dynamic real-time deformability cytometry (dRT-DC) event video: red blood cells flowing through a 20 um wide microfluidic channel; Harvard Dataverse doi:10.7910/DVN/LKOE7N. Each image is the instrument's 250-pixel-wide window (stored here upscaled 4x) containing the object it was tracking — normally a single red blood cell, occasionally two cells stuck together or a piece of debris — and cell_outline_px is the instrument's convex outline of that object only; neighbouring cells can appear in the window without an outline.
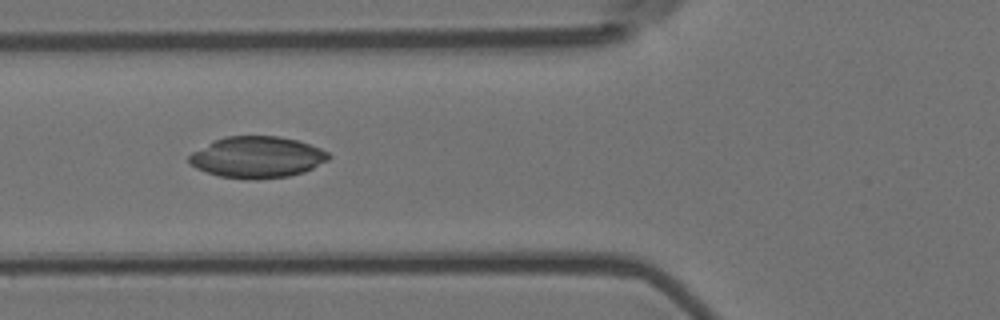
{"species": "Egyptian fruit bat (a non-hibernating species)", "species_latin": "Rousettus aegyptiacus", "temperature_condition": "room temperature", "stored_images_in_passage": 7, "camera_frame_rate_fps": 3000, "um_per_image_px": 0.085, "animal": {"sex": "female"}, "frame": {"image": 1, "passage_image": 3, "time_ms": 0.667, "image_size_px": [1000, 320], "cell_outline_px": [[332, 156], [328, 160], [304, 172], [288, 176], [256, 180], [248, 180], [220, 176], [196, 168], [188, 160], [188, 156], [192, 152], [212, 140], [224, 136], [280, 136], [296, 140], [320, 148], [328, 152]], "centroid_in_image_um": [21.84, 13.36], "position_along_channel_um": 104.0, "area_um2": 33.76}}
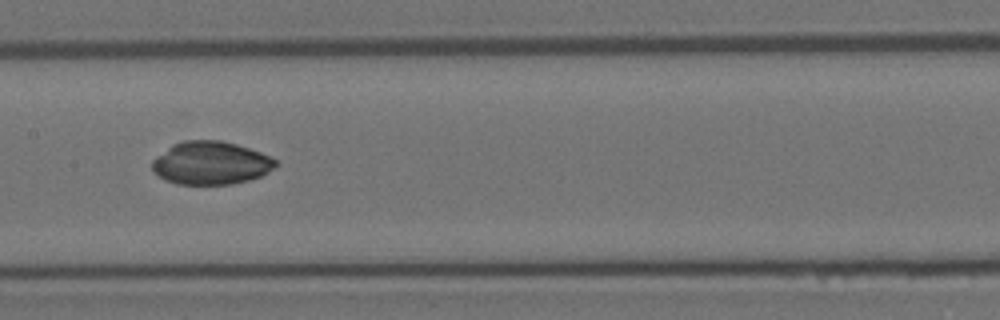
{"frame": {"image": 2, "passage_image": 5, "time_ms": 1.333, "image_size_px": [1000, 320], "cell_outline_px": [[280, 164], [268, 172], [260, 176], [248, 180], [232, 184], [176, 184], [164, 180], [152, 168], [152, 160], [156, 156], [172, 144], [184, 140], [220, 140], [236, 144], [260, 152], [276, 160]], "centroid_in_image_um": [17.92, 13.85], "position_along_channel_um": 189.5, "area_um2": 30.98}}
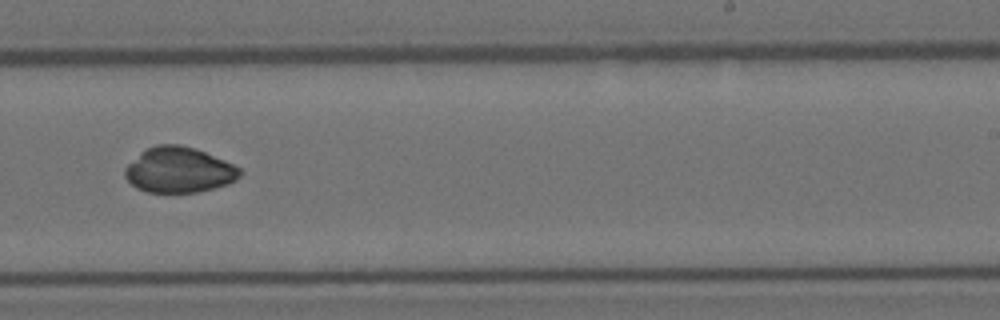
{"frame": {"image": 3, "passage_image": 7, "time_ms": 2.0, "image_size_px": [1000, 320], "cell_outline_px": [[244, 172], [236, 180], [228, 184], [196, 192], [148, 192], [136, 188], [124, 176], [124, 168], [140, 152], [156, 144], [180, 144], [196, 148], [224, 160], [240, 168]], "centroid_in_image_um": [15.21, 14.44], "position_along_channel_um": 273.8, "area_um2": 30.52}}